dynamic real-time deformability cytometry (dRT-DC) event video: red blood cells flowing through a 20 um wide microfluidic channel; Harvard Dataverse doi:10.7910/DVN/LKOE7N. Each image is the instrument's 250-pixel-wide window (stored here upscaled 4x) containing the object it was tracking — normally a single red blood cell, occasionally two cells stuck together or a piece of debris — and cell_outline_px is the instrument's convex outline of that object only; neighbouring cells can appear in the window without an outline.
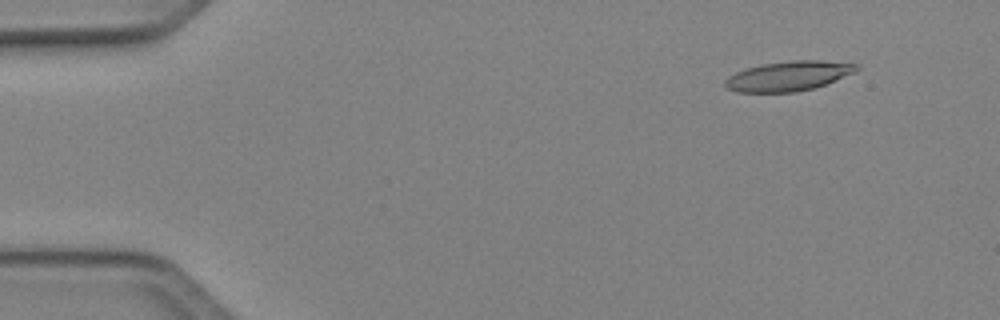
{"species": "Egyptian fruit bat (a non-hibernating species)", "species_latin": "Rousettus aegyptiacus", "temperature_condition": "cold", "stored_images_in_passage": 50, "camera_frame_rate_fps": 3000, "um_per_image_px": 0.085, "animal": {"sex": "female"}, "frame": {"image": 1, "passage_image": 5, "time_ms": 1.333, "image_size_px": [1000, 320], "cell_outline_px": [[860, 68], [856, 72], [824, 84], [812, 88], [796, 92], [736, 92], [728, 88], [724, 84], [724, 80], [728, 76], [744, 68], [760, 64], [792, 60], [820, 60], [860, 64]], "centroid_in_image_um": [67.01, 6.45], "position_along_channel_um": 18.0, "area_um2": 22.89}}
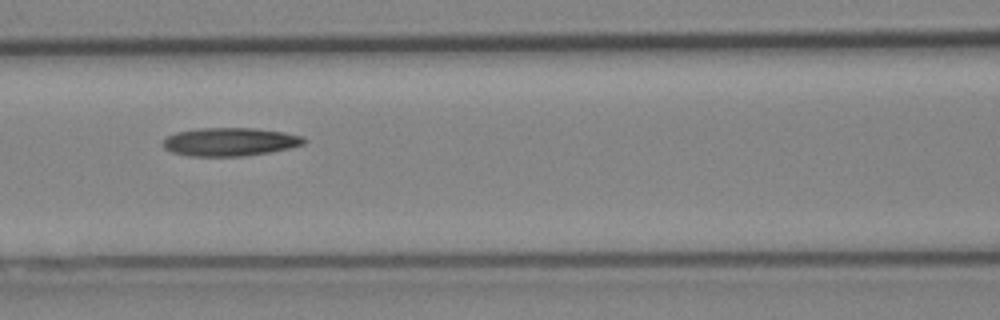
{"frame": {"image": 2, "passage_image": 22, "time_ms": 7.0, "image_size_px": [1000, 320], "cell_outline_px": [[308, 140], [304, 144], [292, 148], [244, 156], [188, 156], [172, 152], [164, 148], [160, 144], [168, 136], [176, 132], [196, 128], [256, 128], [284, 132], [304, 136]], "centroid_in_image_um": [19.56, 12.05], "position_along_channel_um": 147.0, "area_um2": 23.52}}
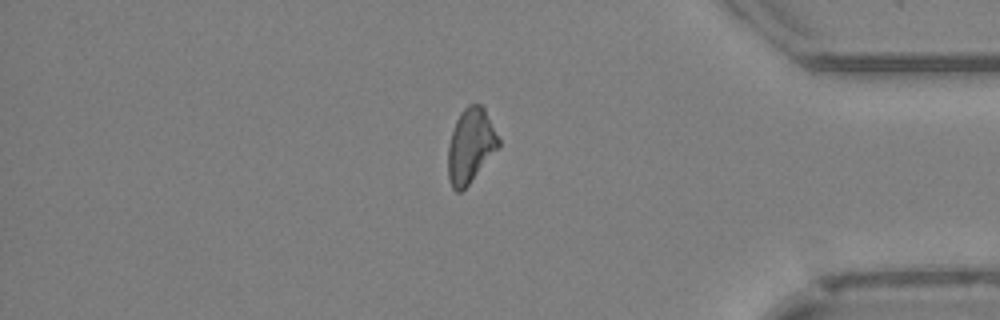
{"frame": {"image": 3, "passage_image": 42, "time_ms": 13.667, "image_size_px": [1000, 320], "cell_outline_px": [[500, 144], [468, 184], [460, 192], [456, 192], [452, 188], [448, 180], [448, 144], [456, 120], [460, 112], [468, 104], [480, 104], [484, 108], [500, 140]], "centroid_in_image_um": [39.96, 12.37], "position_along_channel_um": 395.2, "area_um2": 21.5}}